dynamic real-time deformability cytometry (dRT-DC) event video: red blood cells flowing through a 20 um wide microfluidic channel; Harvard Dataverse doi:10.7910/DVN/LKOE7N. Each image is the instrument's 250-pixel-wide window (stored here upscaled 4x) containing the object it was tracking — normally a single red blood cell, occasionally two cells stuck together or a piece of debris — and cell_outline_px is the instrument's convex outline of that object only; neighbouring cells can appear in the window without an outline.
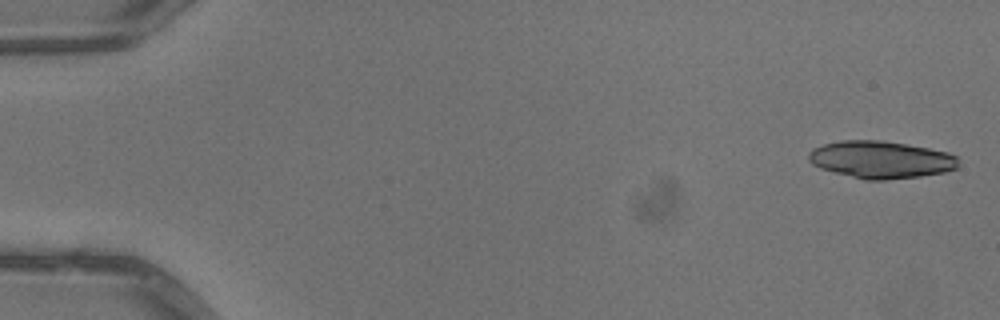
{"species": "common noctule bat (a hibernating species)", "species_latin": "Nyctalus noctula", "temperature_condition": "warm", "stored_images_in_passage": 4, "camera_frame_rate_fps": 3000, "um_per_image_px": 0.085, "animal": {"sex": "male", "body_mass_g": 13.3}, "frame": {"image": 1, "passage_image": 1, "time_ms": 0.0, "image_size_px": [1000, 320], "cell_outline_px": [[960, 164], [956, 168], [944, 172], [920, 176], [884, 180], [864, 180], [820, 168], [812, 164], [808, 160], [808, 152], [812, 148], [824, 144], [840, 140], [880, 140], [928, 148], [948, 152], [956, 156]], "centroid_in_image_um": [74.85, 13.57], "position_along_channel_um": 10.1, "area_um2": 32.6}}